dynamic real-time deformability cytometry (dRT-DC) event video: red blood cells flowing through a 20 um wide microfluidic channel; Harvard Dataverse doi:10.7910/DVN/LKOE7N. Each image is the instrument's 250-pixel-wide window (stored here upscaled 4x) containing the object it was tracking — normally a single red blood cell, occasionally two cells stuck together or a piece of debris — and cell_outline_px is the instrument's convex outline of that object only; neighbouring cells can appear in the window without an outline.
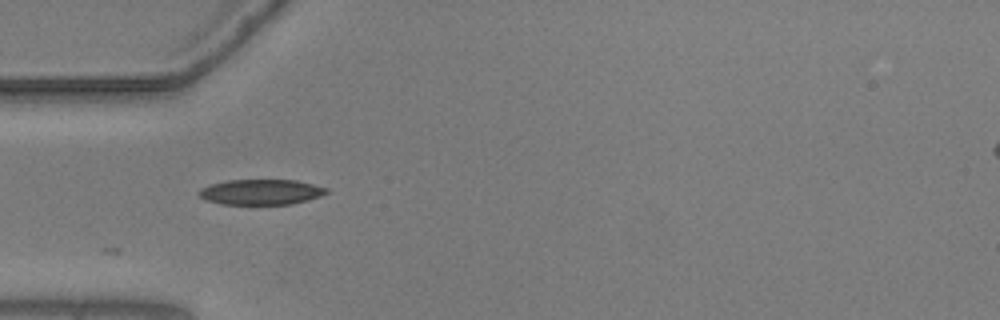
{"species": "common noctule bat (a hibernating species)", "species_latin": "Nyctalus noctula", "temperature_condition": "warm", "stored_images_in_passage": 22, "camera_frame_rate_fps": 3000, "um_per_image_px": 0.085, "animal": {"sex": "male", "body_mass_g": 20.5, "forearm_length_mm": 52.5}, "frame": {"image": 1, "passage_image": 1, "time_ms": 0.0, "image_size_px": [1000, 320], "cell_outline_px": [[328, 192], [320, 196], [308, 200], [292, 204], [220, 204], [204, 200], [196, 192], [200, 188], [208, 184], [228, 180], [296, 180], [328, 188]], "centroid_in_image_um": [22.13, 16.32], "position_along_channel_um": 62.9, "area_um2": 19.02}}
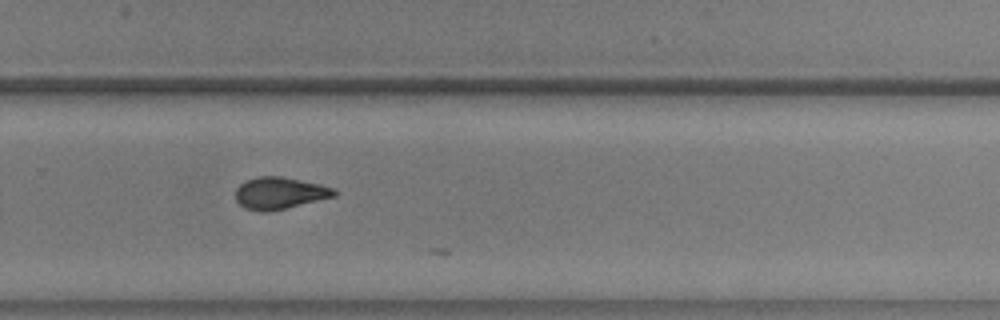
{"frame": {"image": 2, "passage_image": 21, "time_ms": 6.667, "image_size_px": [1000, 320], "cell_outline_px": [[340, 192], [336, 196], [268, 212], [260, 212], [244, 208], [236, 200], [236, 188], [244, 180], [256, 176], [280, 176], [320, 184], [336, 188]], "centroid_in_image_um": [23.78, 16.41], "position_along_channel_um": 306.0, "area_um2": 18.55}}